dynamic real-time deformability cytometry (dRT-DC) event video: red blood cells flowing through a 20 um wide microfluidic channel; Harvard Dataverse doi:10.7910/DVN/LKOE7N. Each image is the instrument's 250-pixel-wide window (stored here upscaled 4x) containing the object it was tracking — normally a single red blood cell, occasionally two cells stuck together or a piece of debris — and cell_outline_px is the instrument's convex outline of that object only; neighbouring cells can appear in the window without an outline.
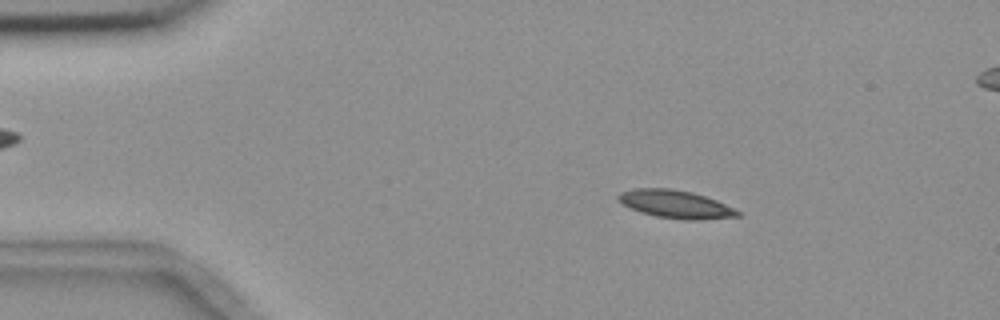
{"species": "common noctule bat (a hibernating species)", "species_latin": "Nyctalus noctula", "temperature_condition": "room temperature", "stored_images_in_passage": 5, "camera_frame_rate_fps": 3000, "um_per_image_px": 0.085, "animal": {"sex": "female", "body_mass_g": 18.4}, "frame": {"image": 1, "passage_image": 2, "time_ms": 1.0, "image_size_px": [1000, 320], "cell_outline_px": [[744, 212], [740, 216], [700, 220], [688, 220], [656, 216], [640, 212], [620, 204], [616, 200], [616, 196], [620, 192], [632, 188], [672, 188], [692, 192], [716, 200]], "centroid_in_image_um": [57.4, 17.35], "position_along_channel_um": 27.6, "area_um2": 19.77}}